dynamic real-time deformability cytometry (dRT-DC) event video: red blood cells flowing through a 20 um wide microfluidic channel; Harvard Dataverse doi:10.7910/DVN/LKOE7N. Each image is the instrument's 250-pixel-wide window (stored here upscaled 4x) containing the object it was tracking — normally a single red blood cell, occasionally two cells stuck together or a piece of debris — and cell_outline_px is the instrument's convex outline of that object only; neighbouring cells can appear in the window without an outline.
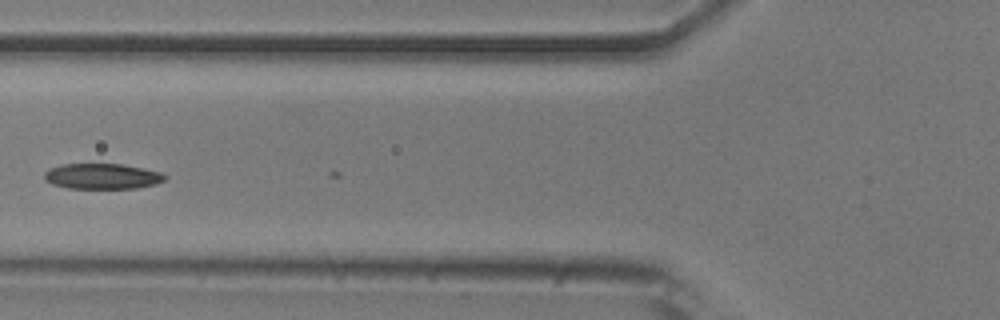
{"species": "common noctule bat (a hibernating species)", "species_latin": "Nyctalus noctula", "temperature_condition": "room temperature", "stored_images_in_passage": 6, "camera_frame_rate_fps": 3000, "um_per_image_px": 0.085, "animal": {"sex": "male", "body_mass_g": 20.5, "forearm_length_mm": 52.5}, "frame": {"image": 1, "passage_image": 5, "time_ms": 1.333, "image_size_px": [1000, 320], "cell_outline_px": [[168, 176], [164, 180], [156, 184], [136, 188], [68, 188], [52, 184], [44, 180], [44, 172], [60, 164], [120, 164], [144, 168], [160, 172]], "centroid_in_image_um": [8.69, 14.98], "position_along_channel_um": 117.1, "area_um2": 17.92}}